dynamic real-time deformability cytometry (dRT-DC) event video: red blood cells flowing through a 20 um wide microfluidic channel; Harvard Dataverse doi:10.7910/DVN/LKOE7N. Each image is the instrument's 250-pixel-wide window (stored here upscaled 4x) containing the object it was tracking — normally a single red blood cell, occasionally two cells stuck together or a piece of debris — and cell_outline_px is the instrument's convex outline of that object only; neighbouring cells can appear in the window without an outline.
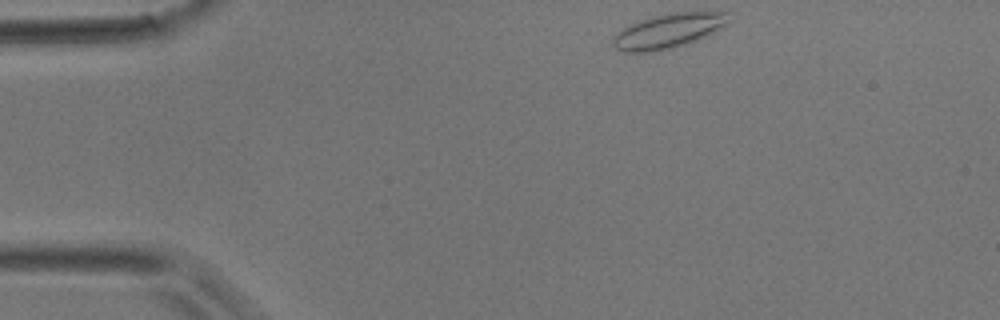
{"species": "common noctule bat (a hibernating species)", "species_latin": "Nyctalus noctula", "temperature_condition": "room temperature", "stored_images_in_passage": 5, "camera_frame_rate_fps": 3000, "um_per_image_px": 0.085, "animal": {"sex": "male", "body_mass_g": 17.9}, "frame": {"image": 1, "passage_image": 1, "time_ms": 0.0, "image_size_px": [1000, 320], "cell_outline_px": [[728, 24], [696, 40], [684, 44], [668, 48], [648, 52], [624, 52], [616, 48], [612, 44], [612, 36], [628, 24], [656, 16], [672, 12], [728, 12]], "centroid_in_image_um": [56.76, 2.62], "position_along_channel_um": 28.2, "area_um2": 22.83}}
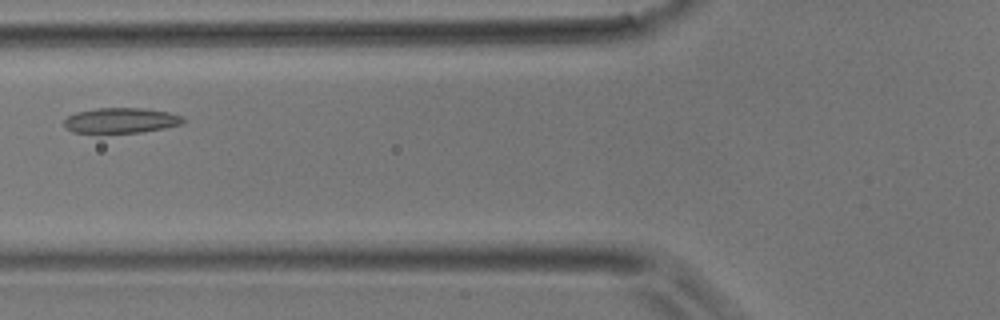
{"frame": {"image": 2, "passage_image": 4, "time_ms": 1.0, "image_size_px": [1000, 320], "cell_outline_px": [[184, 124], [164, 128], [140, 132], [72, 132], [64, 128], [64, 120], [68, 116], [76, 112], [96, 108], [140, 108], [168, 112], [180, 116], [184, 120]], "centroid_in_image_um": [10.25, 10.23], "position_along_channel_um": 115.5, "area_um2": 17.34}}
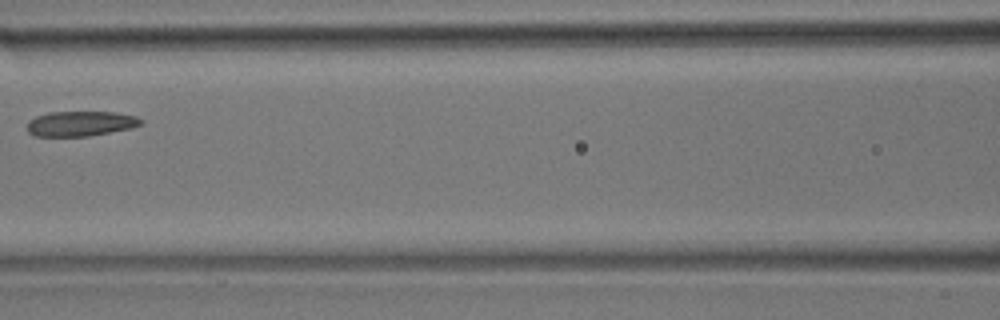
{"frame": {"image": 3, "passage_image": 5, "time_ms": 1.333, "image_size_px": [1000, 320], "cell_outline_px": [[144, 124], [132, 128], [88, 136], [32, 136], [28, 132], [28, 120], [36, 116], [48, 112], [112, 112], [136, 116], [144, 120]], "centroid_in_image_um": [6.86, 10.51], "position_along_channel_um": 159.7, "area_um2": 16.7}}